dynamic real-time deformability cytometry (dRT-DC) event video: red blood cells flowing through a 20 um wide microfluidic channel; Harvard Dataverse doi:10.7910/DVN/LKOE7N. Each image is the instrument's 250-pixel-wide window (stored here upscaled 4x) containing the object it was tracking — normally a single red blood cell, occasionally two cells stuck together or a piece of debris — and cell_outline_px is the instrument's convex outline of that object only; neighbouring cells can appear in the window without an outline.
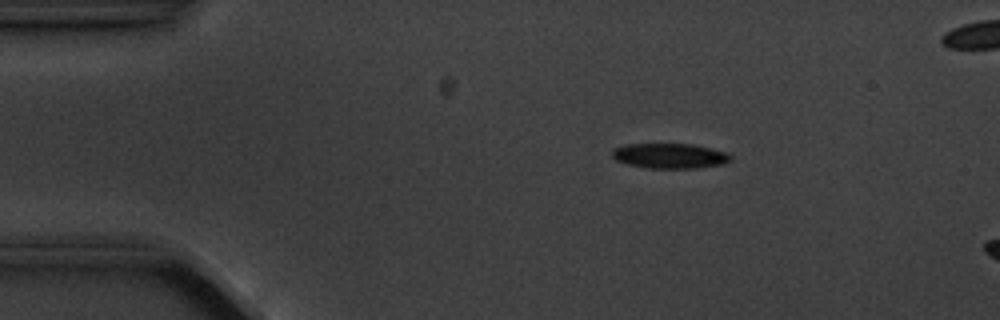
{"species": "common noctule bat (a hibernating species)", "species_latin": "Nyctalus noctula", "temperature_condition": "cold", "stored_images_in_passage": 8, "camera_frame_rate_fps": 3000, "um_per_image_px": 0.085, "animal": {"sex": "male", "body_mass_g": 20.1, "forearm_length_mm": 53.5}, "frame": {"image": 1, "passage_image": 3, "time_ms": 2.333, "image_size_px": [1000, 320], "cell_outline_px": [[732, 160], [724, 164], [696, 168], [648, 168], [628, 164], [616, 160], [612, 156], [612, 148], [624, 144], [692, 144], [728, 152], [732, 156]], "centroid_in_image_um": [56.95, 13.24], "position_along_channel_um": 28.1, "area_um2": 17.46}}
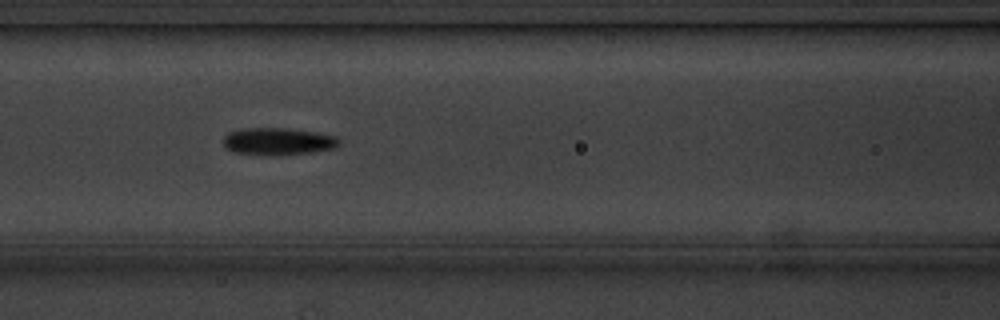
{"frame": {"image": 2, "passage_image": 7, "time_ms": 7.0, "image_size_px": [1000, 320], "cell_outline_px": [[340, 144], [332, 148], [312, 152], [276, 156], [232, 152], [224, 148], [224, 136], [228, 132], [248, 128], [284, 128], [316, 132], [336, 136], [340, 140]], "centroid_in_image_um": [23.61, 12.03], "position_along_channel_um": 143.0, "area_um2": 18.44}}